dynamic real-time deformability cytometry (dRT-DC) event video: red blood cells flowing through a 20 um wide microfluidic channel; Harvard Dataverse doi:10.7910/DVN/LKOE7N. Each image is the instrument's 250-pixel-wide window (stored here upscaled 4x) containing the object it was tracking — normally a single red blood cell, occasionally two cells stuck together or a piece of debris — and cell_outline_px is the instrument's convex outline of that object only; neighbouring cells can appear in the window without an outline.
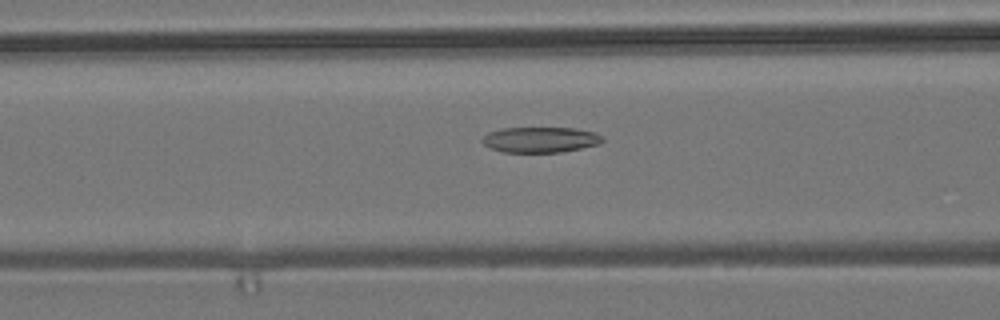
{"species": "common noctule bat (a hibernating species)", "species_latin": "Nyctalus noctula", "temperature_condition": "room temperature", "stored_images_in_passage": 55, "camera_frame_rate_fps": 3000, "um_per_image_px": 0.085, "animal": {"sex": "male", "body_mass_g": 19.2, "forearm_length_mm": 51.8}, "frame": {"image": 1, "passage_image": 22, "time_ms": 7.0, "image_size_px": [1000, 320], "cell_outline_px": [[604, 140], [600, 144], [560, 152], [504, 152], [492, 148], [484, 144], [480, 140], [488, 132], [504, 128], [576, 128], [596, 132], [604, 136]], "centroid_in_image_um": [45.97, 11.86], "position_along_channel_um": 120.6, "area_um2": 17.92}}
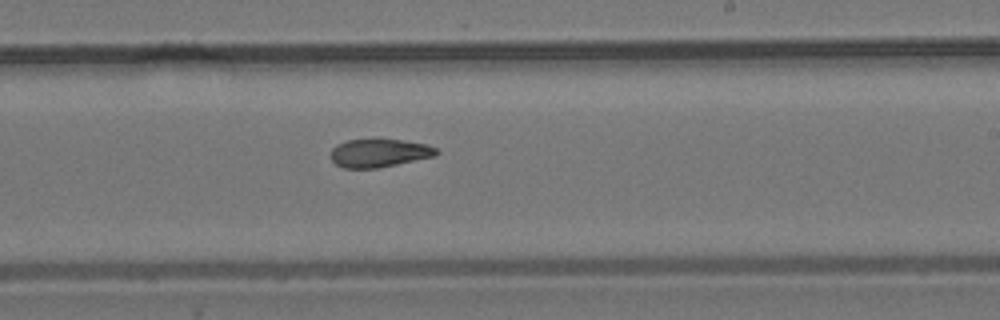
{"frame": {"image": 2, "passage_image": 33, "time_ms": 10.667, "image_size_px": [1000, 320], "cell_outline_px": [[440, 152], [436, 156], [376, 168], [344, 168], [336, 164], [332, 160], [332, 148], [336, 144], [348, 140], [376, 136], [428, 144], [436, 148]], "centroid_in_image_um": [32.24, 12.95], "position_along_channel_um": 256.8, "area_um2": 17.98}}
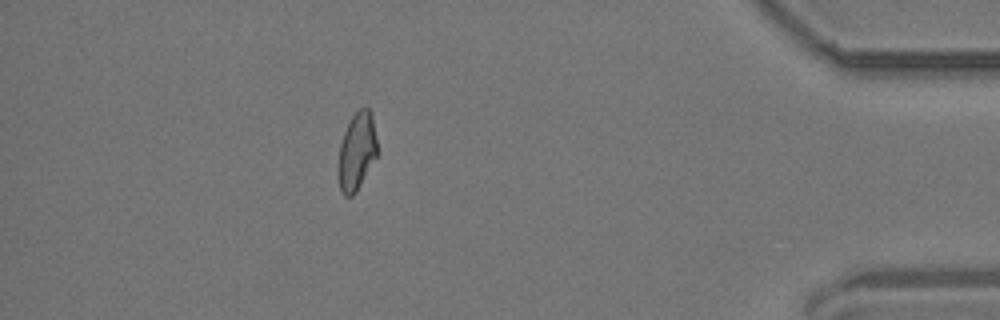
{"frame": {"image": 3, "passage_image": 49, "time_ms": 16.0, "image_size_px": [1000, 320], "cell_outline_px": [[376, 156], [356, 192], [352, 196], [344, 196], [340, 192], [336, 168], [336, 164], [340, 144], [344, 132], [352, 116], [364, 104], [372, 112], [376, 140]], "centroid_in_image_um": [30.28, 12.88], "position_along_channel_um": 404.9, "area_um2": 17.86}, "authors_computed_cell_mechanics": {"area_um2": 18.5538, "velocity_mm_per_s": 3.7131, "shape_relaxation_time_tau1_ms": null, "shape_relaxation_time_tau2_ms": 3.8629, "deformation_change_tau1": null, "deformation_change_tau2": 0.1013}}